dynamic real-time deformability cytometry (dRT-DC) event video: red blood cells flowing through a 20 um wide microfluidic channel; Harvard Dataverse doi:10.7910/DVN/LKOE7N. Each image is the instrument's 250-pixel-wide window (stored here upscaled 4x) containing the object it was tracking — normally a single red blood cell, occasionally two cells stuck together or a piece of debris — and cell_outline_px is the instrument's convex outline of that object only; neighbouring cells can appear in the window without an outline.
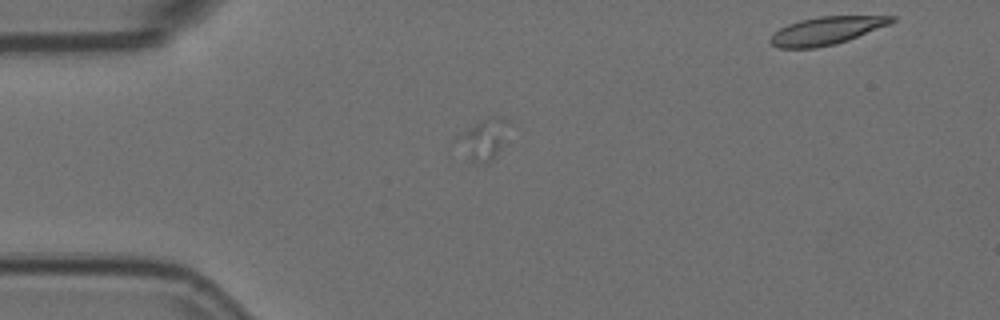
{"species": "Egyptian fruit bat (a non-hibernating species)", "species_latin": "Rousettus aegyptiacus", "temperature_condition": "room temperature", "stored_images_in_passage": 3, "segment_of_instrument_passage": [1, 2], "camera_frame_rate_fps": 3000, "um_per_image_px": 0.085, "animal": {"sex": "female"}, "frame": {"image": 1, "passage_image": 1, "time_ms": 0.0, "image_size_px": [1000, 320], "cell_outline_px": [[508, 120], [500, 148], [488, 160], [472, 160], [460, 136], [464, 132], [480, 120], [496, 116]], "centroid_in_image_um": [41.2, 11.72], "position_along_channel_um": 43.8, "area_um2": 10.12}}